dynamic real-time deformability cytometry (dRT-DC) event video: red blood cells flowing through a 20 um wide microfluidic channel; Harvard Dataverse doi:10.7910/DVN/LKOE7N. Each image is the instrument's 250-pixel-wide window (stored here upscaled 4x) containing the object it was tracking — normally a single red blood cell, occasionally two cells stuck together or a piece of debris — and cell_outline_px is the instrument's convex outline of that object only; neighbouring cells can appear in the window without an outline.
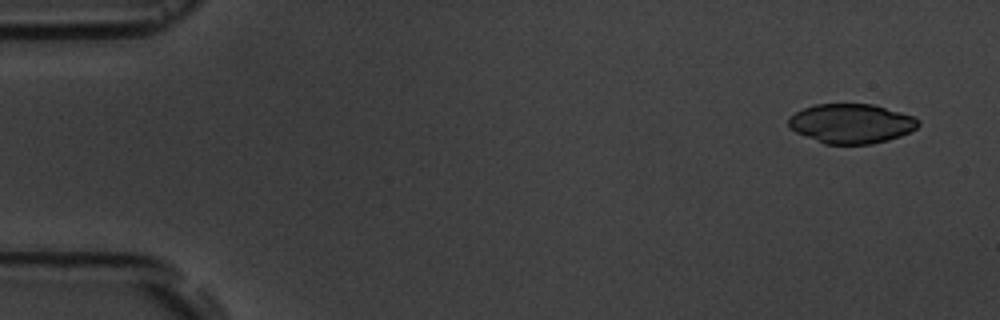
{"species": "common noctule bat (a hibernating species)", "species_latin": "Nyctalus noctula", "temperature_condition": "room temperature", "stored_images_in_passage": 5, "camera_frame_rate_fps": 3000, "um_per_image_px": 0.085, "animal": {"sex": "male", "body_mass_g": 19.5, "forearm_length_mm": 54.6}, "frame": {"image": 1, "passage_image": 1, "time_ms": 0.0, "image_size_px": [1000, 320], "cell_outline_px": [[920, 124], [916, 128], [900, 136], [888, 140], [872, 144], [824, 144], [796, 132], [788, 128], [788, 116], [804, 108], [816, 104], [872, 104], [900, 112], [912, 116], [920, 120]], "centroid_in_image_um": [72.33, 10.5], "position_along_channel_um": 12.7, "area_um2": 29.88}}